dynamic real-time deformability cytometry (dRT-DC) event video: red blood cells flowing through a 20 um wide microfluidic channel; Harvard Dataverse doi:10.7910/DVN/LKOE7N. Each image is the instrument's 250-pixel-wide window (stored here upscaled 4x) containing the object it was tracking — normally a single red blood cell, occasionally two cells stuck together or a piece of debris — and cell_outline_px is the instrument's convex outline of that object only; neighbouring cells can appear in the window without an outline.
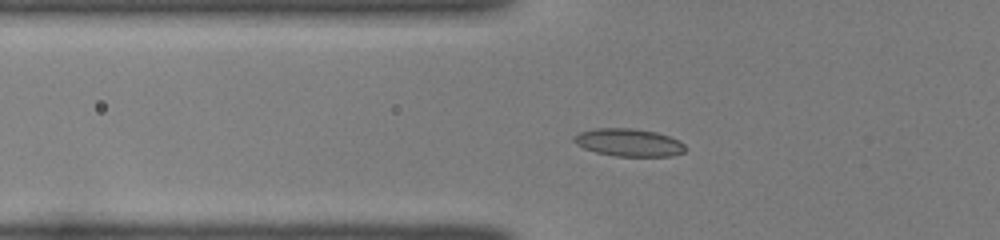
{"species": "common noctule bat (a hibernating species)", "species_latin": "Nyctalus noctula", "temperature_condition": "room temperature", "stored_images_in_passage": 46, "camera_frame_rate_fps": 3000, "um_per_image_px": 0.085, "animal": {"sex": "female", "body_mass_g": 22.0, "forearm_length_mm": 56.7}, "frame": {"image": 1, "passage_image": 14, "time_ms": 4.333, "image_size_px": [1000, 240], "cell_outline_px": [[684, 152], [672, 156], [616, 156], [596, 152], [584, 148], [576, 144], [572, 140], [572, 136], [580, 132], [592, 128], [636, 128], [656, 132], [680, 140], [684, 144]], "centroid_in_image_um": [53.42, 12.1], "position_along_channel_um": 72.4, "area_um2": 18.09}}
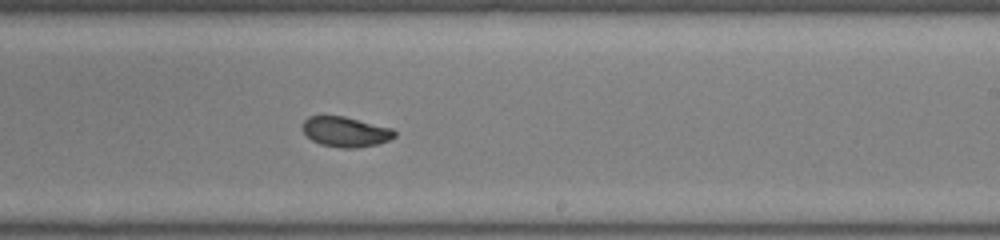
{"frame": {"image": 2, "passage_image": 28, "time_ms": 9.0, "image_size_px": [1000, 240], "cell_outline_px": [[396, 136], [388, 140], [376, 144], [356, 148], [340, 148], [320, 144], [312, 140], [304, 132], [304, 120], [308, 116], [344, 116], [392, 128], [396, 132]], "centroid_in_image_um": [29.39, 11.2], "position_along_channel_um": 259.6, "area_um2": 16.01}}
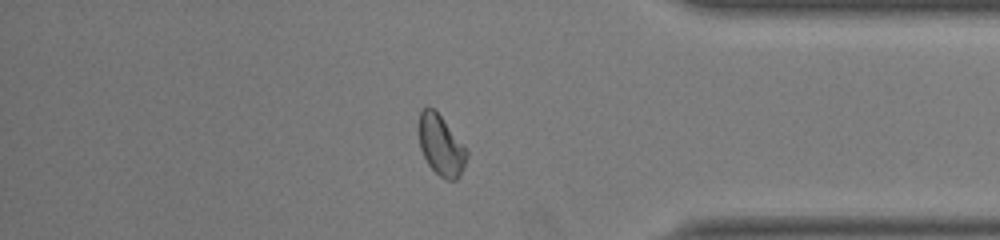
{"frame": {"image": 3, "passage_image": 39, "time_ms": 12.667, "image_size_px": [1000, 240], "cell_outline_px": [[468, 156], [464, 168], [460, 176], [456, 180], [448, 180], [440, 176], [428, 164], [420, 148], [420, 112], [428, 104], [440, 116], [468, 148]], "centroid_in_image_um": [37.53, 12.38], "position_along_channel_um": 397.7, "area_um2": 16.76}}